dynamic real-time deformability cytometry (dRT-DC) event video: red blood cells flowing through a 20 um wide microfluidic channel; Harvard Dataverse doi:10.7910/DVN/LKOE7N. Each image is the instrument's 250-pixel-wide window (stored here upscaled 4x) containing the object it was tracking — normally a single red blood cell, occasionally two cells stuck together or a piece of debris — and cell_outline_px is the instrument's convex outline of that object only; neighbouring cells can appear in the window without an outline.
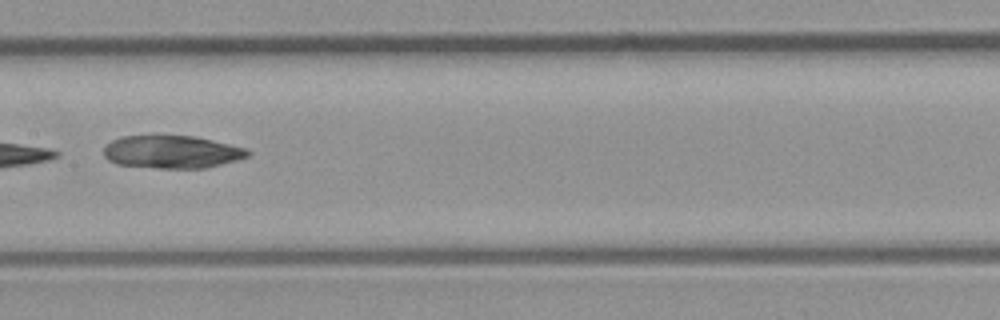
{"species": "common noctule bat (a hibernating species)", "species_latin": "Nyctalus noctula", "temperature_condition": "room temperature", "stored_images_in_passage": 8, "camera_frame_rate_fps": 3000, "um_per_image_px": 0.085, "animal": {"sex": "male", "body_mass_g": 23.1, "forearm_length_mm": 52.7}, "frame": {"image": 1, "passage_image": 7, "time_ms": 7.0, "image_size_px": [1000, 320], "cell_outline_px": [[252, 152], [248, 156], [236, 160], [204, 168], [156, 168], [116, 164], [108, 160], [104, 156], [104, 148], [112, 140], [120, 136], [196, 136], [248, 148]], "centroid_in_image_um": [14.62, 12.91], "position_along_channel_um": 192.8, "area_um2": 27.57}}
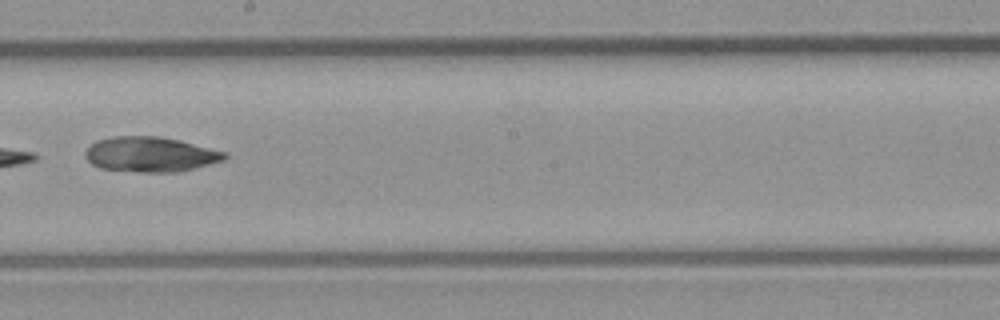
{"frame": {"image": 2, "passage_image": 8, "time_ms": 8.0, "image_size_px": [1000, 320], "cell_outline_px": [[228, 156], [224, 160], [176, 172], [140, 172], [100, 168], [92, 164], [84, 156], [84, 152], [96, 140], [112, 136], [160, 136], [180, 140], [228, 152]], "centroid_in_image_um": [12.78, 13.11], "position_along_channel_um": 235.4, "area_um2": 28.5}}